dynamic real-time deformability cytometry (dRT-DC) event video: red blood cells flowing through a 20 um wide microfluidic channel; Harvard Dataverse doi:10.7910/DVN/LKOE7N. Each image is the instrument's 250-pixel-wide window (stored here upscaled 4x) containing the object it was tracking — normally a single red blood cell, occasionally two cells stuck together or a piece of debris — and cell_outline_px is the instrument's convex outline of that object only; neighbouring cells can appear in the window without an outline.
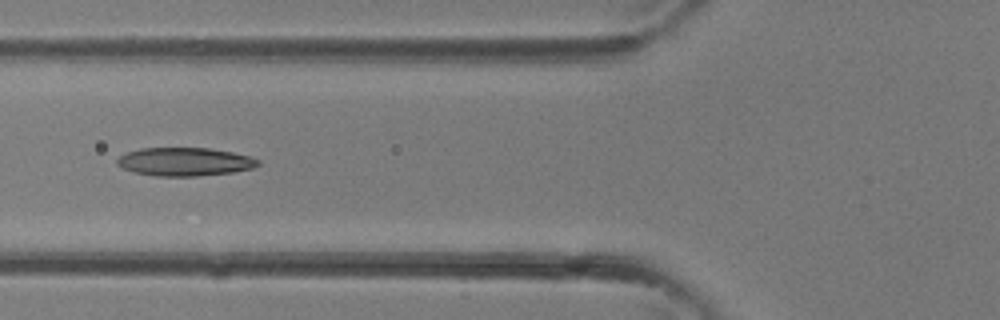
{"species": "common noctule bat (a hibernating species)", "species_latin": "Nyctalus noctula", "temperature_condition": "room temperature", "stored_images_in_passage": 35, "camera_frame_rate_fps": 3000, "um_per_image_px": 0.085, "animal": {"sex": "female"}, "frame": {"image": 1, "passage_image": 14, "time_ms": 4.333, "image_size_px": [1000, 320], "cell_outline_px": [[260, 164], [252, 168], [232, 172], [196, 176], [156, 176], [132, 172], [116, 164], [116, 160], [120, 156], [128, 152], [140, 148], [208, 148], [232, 152], [248, 156], [260, 160]], "centroid_in_image_um": [15.68, 13.75], "position_along_channel_um": 110.1, "area_um2": 23.18}}
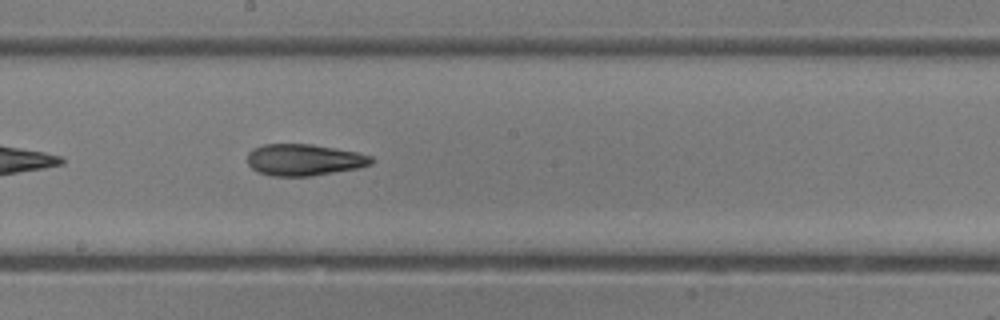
{"frame": {"image": 2, "passage_image": 20, "time_ms": 6.333, "image_size_px": [1000, 320], "cell_outline_px": [[372, 164], [356, 168], [312, 176], [272, 176], [256, 172], [248, 164], [248, 152], [252, 148], [264, 144], [312, 144], [356, 152], [372, 156]], "centroid_in_image_um": [25.8, 13.59], "position_along_channel_um": 222.4, "area_um2": 22.77}}
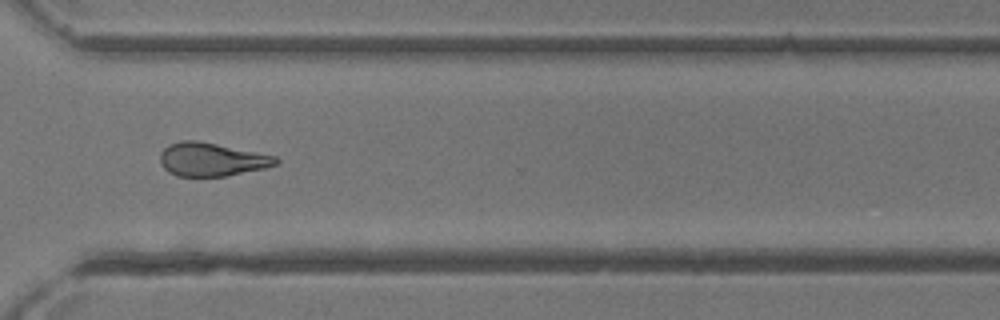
{"frame": {"image": 3, "passage_image": 27, "time_ms": 8.667, "image_size_px": [1000, 320], "cell_outline_px": [[280, 160], [276, 164], [264, 168], [224, 176], [176, 176], [168, 172], [160, 164], [160, 152], [168, 144], [180, 140], [196, 140], [276, 156]], "centroid_in_image_um": [17.93, 13.55], "position_along_channel_um": 352.7, "area_um2": 22.43}}